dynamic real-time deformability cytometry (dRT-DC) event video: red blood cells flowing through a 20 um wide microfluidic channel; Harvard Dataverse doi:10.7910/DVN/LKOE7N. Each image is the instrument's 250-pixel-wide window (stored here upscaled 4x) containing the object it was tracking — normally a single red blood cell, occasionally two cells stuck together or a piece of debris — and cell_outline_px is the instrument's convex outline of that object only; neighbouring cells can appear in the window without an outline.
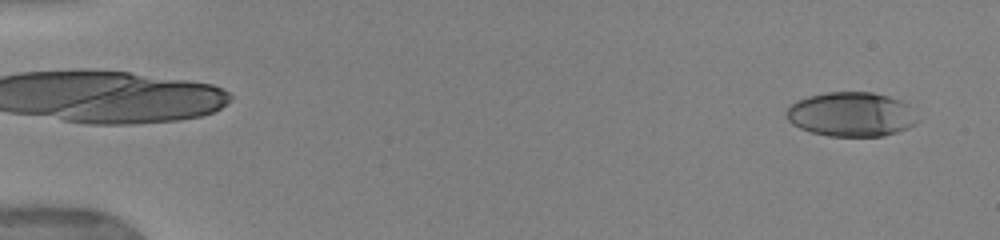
{"species": "human", "species_latin": "Homo sapiens", "temperature_condition": "warm", "stored_images_in_passage": 17, "camera_frame_rate_fps": 3000, "um_per_image_px": 0.085, "donor": {"sex": "female"}, "frame": {"image": 1, "passage_image": 1, "time_ms": 0.0, "image_size_px": [1000, 240], "cell_outline_px": [[920, 120], [916, 124], [908, 128], [884, 136], [828, 136], [812, 132], [800, 128], [792, 124], [784, 116], [784, 112], [796, 100], [808, 96], [824, 92], [872, 92], [888, 96], [900, 100], [908, 104]], "centroid_in_image_um": [72.35, 9.72], "position_along_channel_um": 12.6, "area_um2": 34.28}}
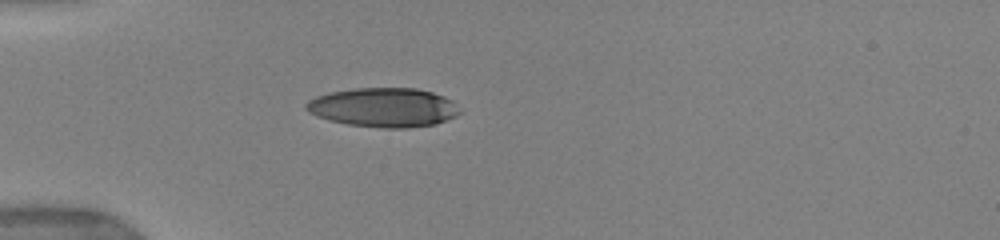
{"frame": {"image": 2, "passage_image": 9, "time_ms": 4.333, "image_size_px": [1000, 240], "cell_outline_px": [[460, 112], [456, 116], [436, 124], [408, 128], [384, 128], [348, 124], [328, 120], [316, 116], [308, 112], [304, 108], [304, 104], [308, 100], [316, 96], [332, 92], [356, 88], [416, 88], [432, 92], [444, 96], [452, 100]], "centroid_in_image_um": [32.58, 9.13], "position_along_channel_um": 52.4, "area_um2": 35.14}}